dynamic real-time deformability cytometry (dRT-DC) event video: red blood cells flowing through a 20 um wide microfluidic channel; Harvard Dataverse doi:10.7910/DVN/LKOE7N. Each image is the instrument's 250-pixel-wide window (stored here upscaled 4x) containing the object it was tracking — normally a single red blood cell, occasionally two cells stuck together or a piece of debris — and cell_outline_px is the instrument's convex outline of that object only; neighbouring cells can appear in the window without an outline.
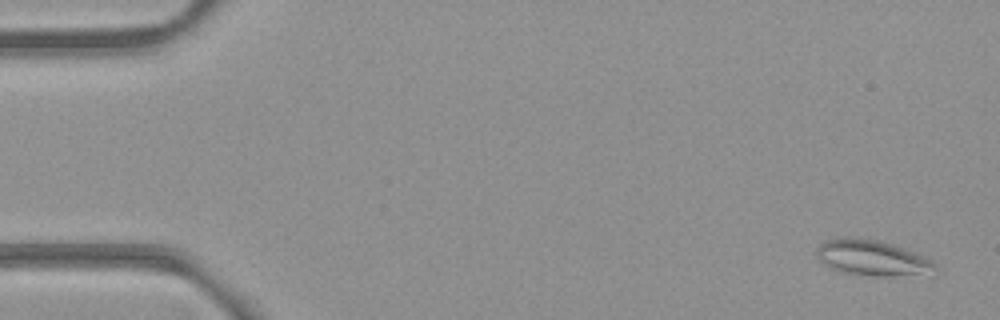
{"species": "common noctule bat (a hibernating species)", "species_latin": "Nyctalus noctula", "temperature_condition": "room temperature", "stored_images_in_passage": 53, "camera_frame_rate_fps": 3000, "um_per_image_px": 0.085, "animal": {"sex": "female", "body_mass_g": 21.9}, "frame": {"image": 1, "passage_image": 2, "time_ms": 0.333, "image_size_px": [1000, 320], "cell_outline_px": [[940, 272], [892, 276], [872, 276], [840, 272], [828, 268], [816, 256], [816, 248], [824, 240], [844, 236], [856, 236], [880, 240], [896, 244], [916, 252], [932, 260], [936, 264]], "centroid_in_image_um": [74.14, 21.9], "position_along_channel_um": 10.9, "area_um2": 25.43}}
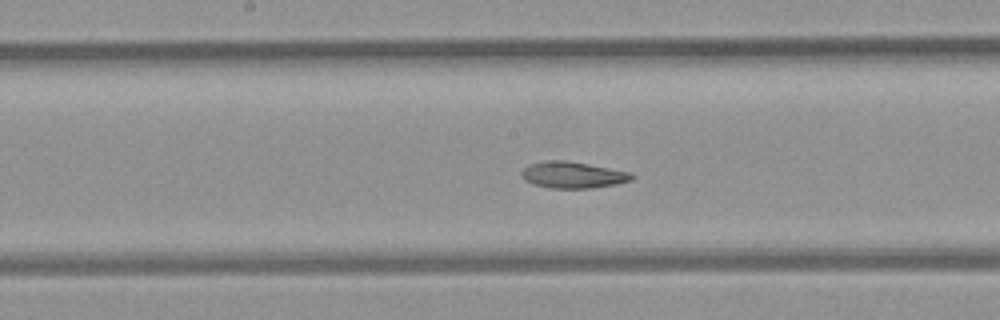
{"frame": {"image": 2, "passage_image": 27, "time_ms": 8.667, "image_size_px": [1000, 320], "cell_outline_px": [[636, 176], [632, 180], [616, 184], [592, 188], [548, 188], [532, 184], [524, 180], [520, 172], [528, 164], [548, 160], [564, 160], [632, 172]], "centroid_in_image_um": [48.68, 14.87], "position_along_channel_um": 199.5, "area_um2": 17.11}}
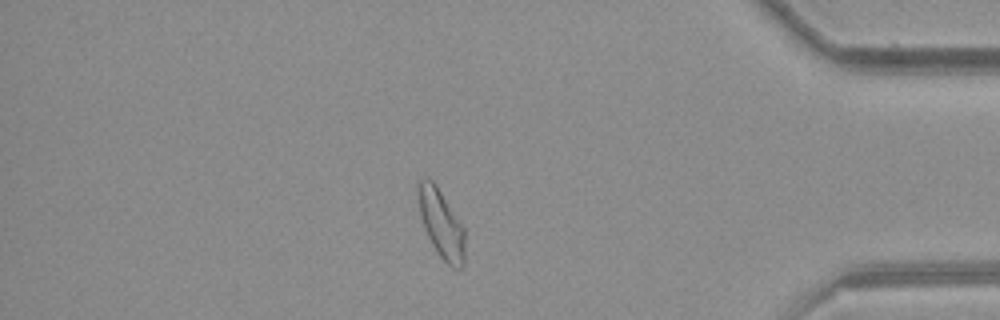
{"frame": {"image": 3, "passage_image": 45, "time_ms": 14.667, "image_size_px": [1000, 320], "cell_outline_px": [[464, 264], [460, 268], [452, 268], [440, 256], [432, 244], [424, 228], [420, 212], [416, 188], [416, 184], [424, 176], [428, 176], [436, 184], [464, 228]], "centroid_in_image_um": [37.48, 18.97], "position_along_channel_um": 397.7, "area_um2": 18.55}}